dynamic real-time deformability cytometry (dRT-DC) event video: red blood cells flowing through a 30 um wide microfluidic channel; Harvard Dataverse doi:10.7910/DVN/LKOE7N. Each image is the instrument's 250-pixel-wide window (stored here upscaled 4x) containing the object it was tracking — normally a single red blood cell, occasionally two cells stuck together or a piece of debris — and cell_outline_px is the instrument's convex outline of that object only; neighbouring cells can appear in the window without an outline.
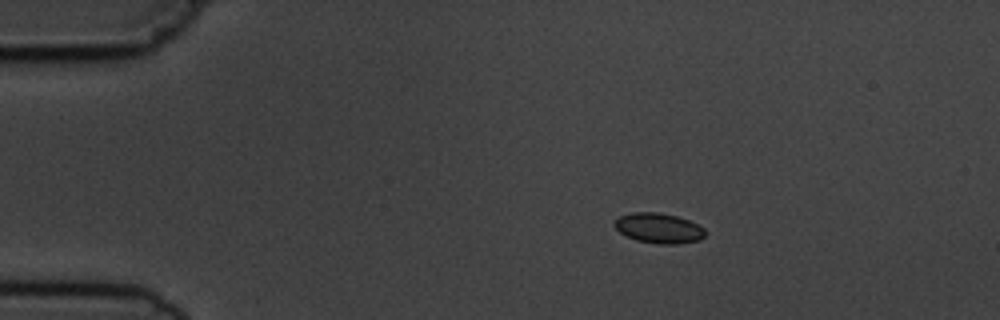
{"species": "common noctule bat (a hibernating species)", "species_latin": "Nyctalus noctula", "temperature_condition": "cold", "stored_images_in_passage": 6, "camera_frame_rate_fps": 3000, "um_per_image_px": 0.085, "animal": {"sex": "male", "body_mass_g": 19.5, "forearm_length_mm": 54.6}, "frame": {"image": 1, "passage_image": 3, "time_ms": 3.333, "image_size_px": [1000, 320], "cell_outline_px": [[704, 236], [700, 240], [676, 244], [660, 244], [636, 240], [620, 232], [612, 224], [620, 216], [632, 212], [660, 212], [676, 216], [688, 220], [704, 228]], "centroid_in_image_um": [55.98, 19.39], "position_along_channel_um": 29.0, "area_um2": 15.78}}
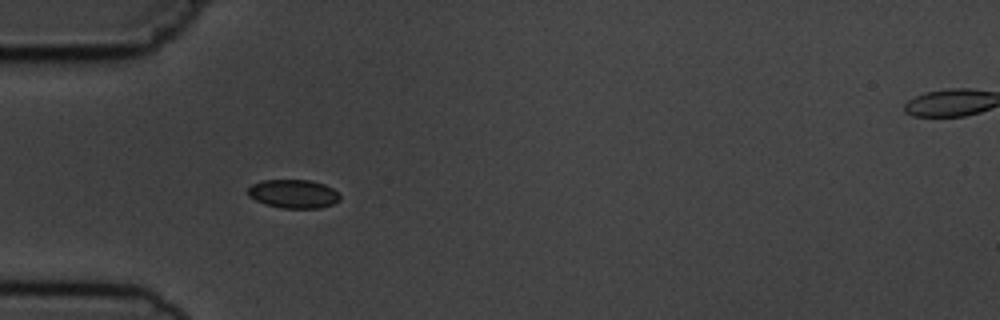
{"frame": {"image": 2, "passage_image": 5, "time_ms": 5.667, "image_size_px": [1000, 320], "cell_outline_px": [[340, 200], [332, 204], [320, 208], [280, 208], [264, 204], [248, 196], [248, 188], [252, 184], [264, 180], [308, 180], [324, 184], [332, 188], [340, 196]], "centroid_in_image_um": [24.93, 16.48], "position_along_channel_um": 60.1, "area_um2": 15.32}}
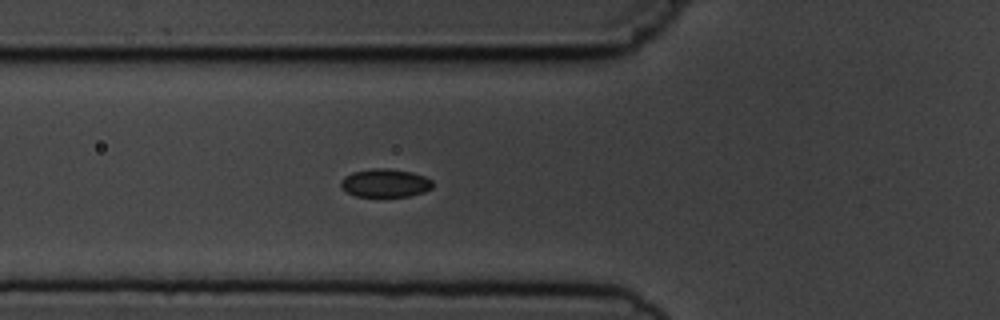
{"frame": {"image": 3, "passage_image": 6, "time_ms": 6.667, "image_size_px": [1000, 320], "cell_outline_px": [[432, 188], [424, 192], [408, 196], [356, 196], [348, 192], [340, 184], [340, 180], [344, 176], [352, 172], [372, 168], [388, 168], [412, 172], [424, 176], [432, 180]], "centroid_in_image_um": [32.74, 15.54], "position_along_channel_um": 93.1, "area_um2": 15.09}}